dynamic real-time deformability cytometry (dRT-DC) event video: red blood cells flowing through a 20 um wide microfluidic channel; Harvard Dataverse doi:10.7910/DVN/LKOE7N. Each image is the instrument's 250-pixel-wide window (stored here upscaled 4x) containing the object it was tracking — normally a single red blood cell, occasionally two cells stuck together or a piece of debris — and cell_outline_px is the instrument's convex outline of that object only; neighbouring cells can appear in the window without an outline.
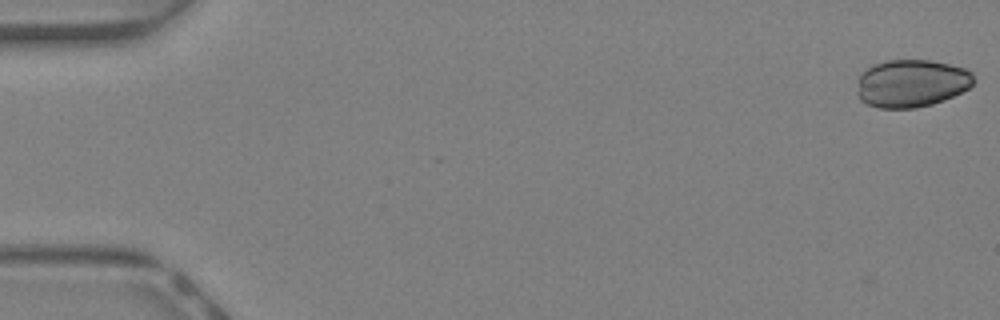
{"species": "Egyptian fruit bat (a non-hibernating species)", "species_latin": "Rousettus aegyptiacus", "temperature_condition": "warm", "stored_images_in_passage": 8, "camera_frame_rate_fps": 3000, "um_per_image_px": 0.085, "animal": {"sex": "female"}, "frame": {"image": 1, "passage_image": 1, "time_ms": 0.0, "image_size_px": [1000, 320], "cell_outline_px": [[976, 80], [968, 88], [944, 100], [932, 104], [916, 108], [880, 108], [868, 104], [860, 100], [856, 96], [856, 92], [860, 76], [872, 64], [888, 60], [928, 60], [948, 64], [964, 68], [972, 72]], "centroid_in_image_um": [77.47, 7.09], "position_along_channel_um": 7.5, "area_um2": 32.43}}